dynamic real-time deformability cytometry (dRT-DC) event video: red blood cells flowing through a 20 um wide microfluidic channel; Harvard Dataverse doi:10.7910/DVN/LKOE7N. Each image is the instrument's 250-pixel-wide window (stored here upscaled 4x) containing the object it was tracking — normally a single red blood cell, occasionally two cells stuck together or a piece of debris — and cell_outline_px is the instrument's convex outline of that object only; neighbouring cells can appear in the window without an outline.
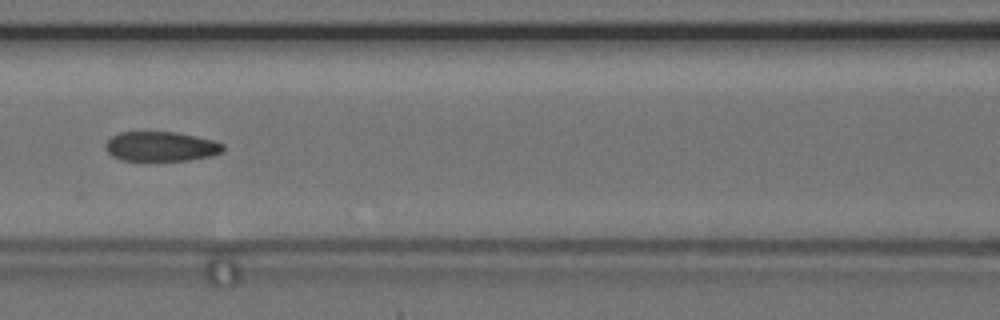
{"species": "common noctule bat (a hibernating species)", "species_latin": "Nyctalus noctula", "temperature_condition": "cold", "stored_images_in_passage": 9, "camera_frame_rate_fps": 3000, "um_per_image_px": 0.085, "animal": {"sex": "female", "body_mass_g": 24.6, "forearm_length_mm": 56.2}, "frame": {"image": 1, "passage_image": 6, "time_ms": 6.667, "image_size_px": [1000, 320], "cell_outline_px": [[224, 148], [220, 152], [212, 156], [188, 160], [120, 160], [112, 156], [104, 148], [104, 144], [112, 136], [120, 132], [176, 132], [212, 140], [224, 144]], "centroid_in_image_um": [13.65, 12.45], "position_along_channel_um": 153.0, "area_um2": 20.23}}